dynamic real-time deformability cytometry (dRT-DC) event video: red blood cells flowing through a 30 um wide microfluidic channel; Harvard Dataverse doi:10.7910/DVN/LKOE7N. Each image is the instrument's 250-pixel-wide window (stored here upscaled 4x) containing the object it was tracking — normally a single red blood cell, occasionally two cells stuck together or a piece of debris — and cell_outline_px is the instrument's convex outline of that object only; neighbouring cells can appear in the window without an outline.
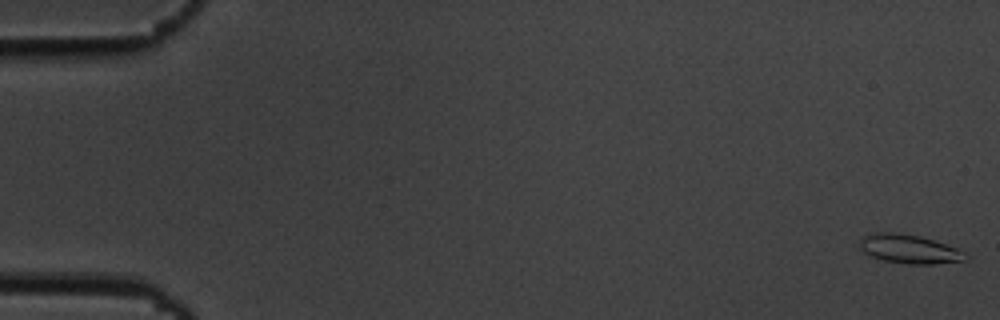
{"species": "common noctule bat (a hibernating species)", "species_latin": "Nyctalus noctula", "temperature_condition": "cold", "stored_images_in_passage": 55, "camera_frame_rate_fps": 3000, "um_per_image_px": 0.085, "animal": {"sex": "male", "body_mass_g": 19.5, "forearm_length_mm": 54.6}, "frame": {"image": 1, "passage_image": 1, "time_ms": 0.0, "image_size_px": [1000, 320], "cell_outline_px": [[968, 256], [964, 260], [932, 264], [908, 264], [884, 260], [872, 256], [864, 252], [860, 248], [860, 240], [868, 232], [896, 232], [920, 236], [956, 248], [964, 252]], "centroid_in_image_um": [77.24, 21.15], "position_along_channel_um": 7.8, "area_um2": 17.63}}
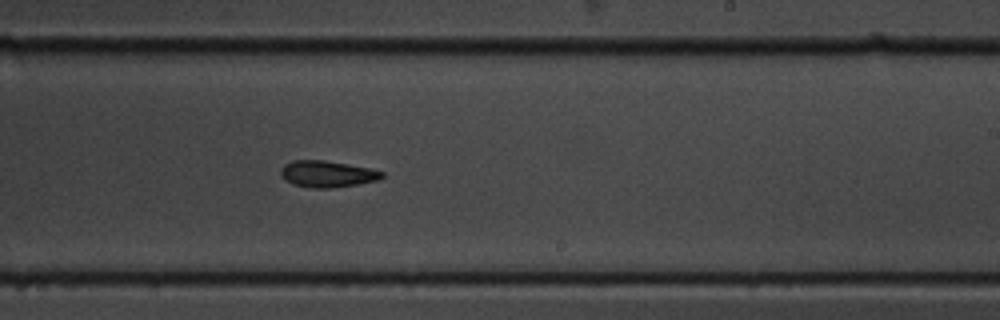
{"frame": {"image": 2, "passage_image": 34, "time_ms": 11.0, "image_size_px": [1000, 320], "cell_outline_px": [[384, 176], [380, 180], [332, 188], [312, 188], [292, 184], [284, 180], [280, 176], [280, 168], [284, 164], [292, 160], [324, 160], [372, 168], [384, 172]], "centroid_in_image_um": [27.8, 14.78], "position_along_channel_um": 261.2, "area_um2": 15.9}}
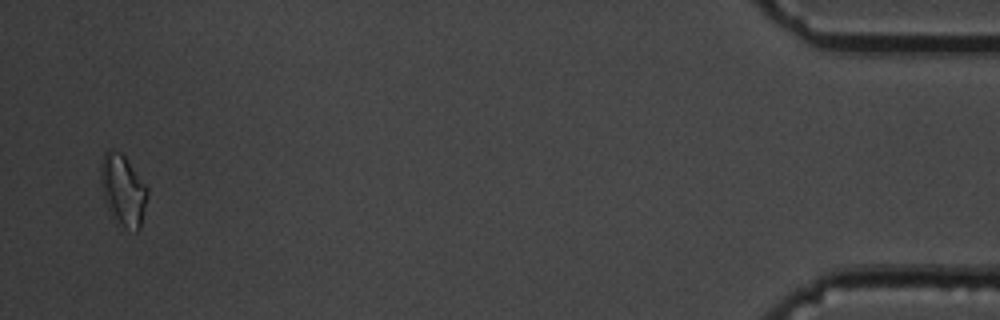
{"frame": {"image": 3, "passage_image": 54, "time_ms": 17.667, "image_size_px": [1000, 320], "cell_outline_px": [[148, 192], [140, 228], [136, 232], [124, 228], [112, 220], [104, 200], [100, 180], [100, 164], [104, 152], [108, 148], [112, 148], [120, 152], [124, 156], [148, 188]], "centroid_in_image_um": [10.42, 16.18], "position_along_channel_um": 424.8, "area_um2": 19.65}, "authors_computed_cell_mechanics": {"area_um2": 16.0684, "velocity_mm_per_s": 3.6473, "shape_relaxation_time_tau1_ms": 4.6222, "shape_relaxation_time_tau2_ms": 2.6372, "deformation_change_tau1": 0.149, "deformation_change_tau2": 0.0944}}